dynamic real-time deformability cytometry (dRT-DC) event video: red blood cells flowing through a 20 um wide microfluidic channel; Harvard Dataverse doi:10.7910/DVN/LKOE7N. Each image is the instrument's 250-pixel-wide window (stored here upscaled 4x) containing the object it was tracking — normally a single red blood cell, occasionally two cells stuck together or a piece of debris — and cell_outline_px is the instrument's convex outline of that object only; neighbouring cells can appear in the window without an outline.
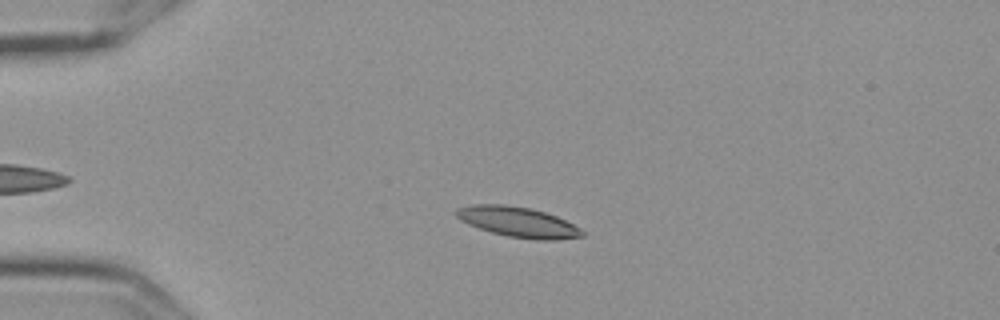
{"species": "Egyptian fruit bat (a non-hibernating species)", "species_latin": "Rousettus aegyptiacus", "temperature_condition": "cold", "stored_images_in_passage": 39, "camera_frame_rate_fps": 3000, "um_per_image_px": 0.085, "frame": {"image": 1, "passage_image": 5, "time_ms": 1.333, "image_size_px": [1000, 320], "cell_outline_px": [[584, 236], [556, 240], [536, 240], [508, 236], [492, 232], [468, 224], [460, 220], [456, 216], [456, 208], [472, 204], [504, 204], [528, 208], [544, 212], [556, 216], [580, 228], [584, 232]], "centroid_in_image_um": [44.02, 18.87], "position_along_channel_um": 41.0, "area_um2": 22.02}}
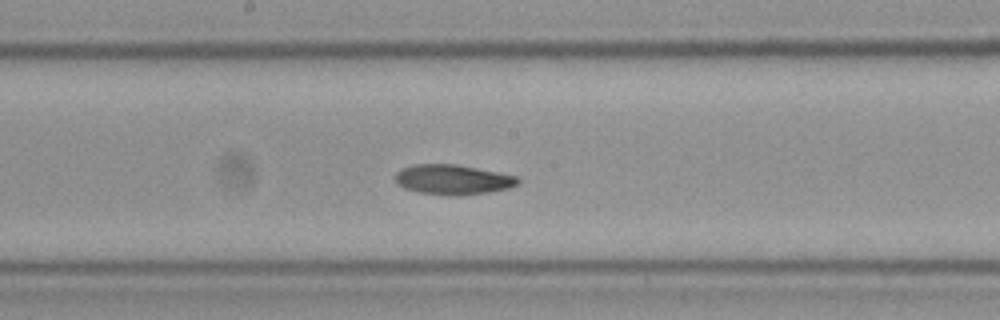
{"frame": {"image": 2, "passage_image": 22, "time_ms": 7.0, "image_size_px": [1000, 320], "cell_outline_px": [[520, 180], [516, 184], [508, 188], [488, 192], [456, 196], [420, 192], [404, 188], [396, 184], [396, 172], [400, 168], [412, 164], [456, 164], [516, 176]], "centroid_in_image_um": [38.43, 15.26], "position_along_channel_um": 209.8, "area_um2": 21.21}}
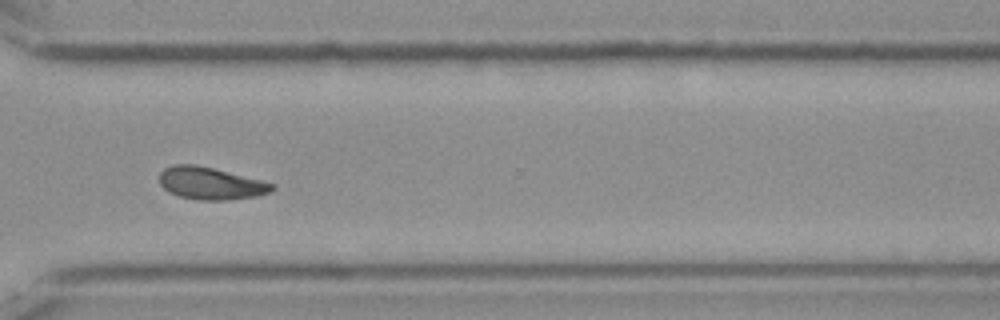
{"frame": {"image": 3, "passage_image": 34, "time_ms": 11.0, "image_size_px": [1000, 320], "cell_outline_px": [[276, 188], [272, 192], [256, 196], [228, 200], [200, 200], [180, 196], [168, 192], [160, 184], [160, 172], [164, 168], [172, 164], [196, 164], [276, 184]], "centroid_in_image_um": [17.91, 15.58], "position_along_channel_um": 352.7, "area_um2": 21.21}, "authors_computed_cell_mechanics": {"area_um2": 21.2126, "velocity_mm_per_s": 3.5782, "shape_relaxation_time_tau1_ms": 9.352, "shape_relaxation_time_tau2_ms": 9.6303, "deformation_change_tau1": 0.1614, "deformation_change_tau2": 0.1578}}